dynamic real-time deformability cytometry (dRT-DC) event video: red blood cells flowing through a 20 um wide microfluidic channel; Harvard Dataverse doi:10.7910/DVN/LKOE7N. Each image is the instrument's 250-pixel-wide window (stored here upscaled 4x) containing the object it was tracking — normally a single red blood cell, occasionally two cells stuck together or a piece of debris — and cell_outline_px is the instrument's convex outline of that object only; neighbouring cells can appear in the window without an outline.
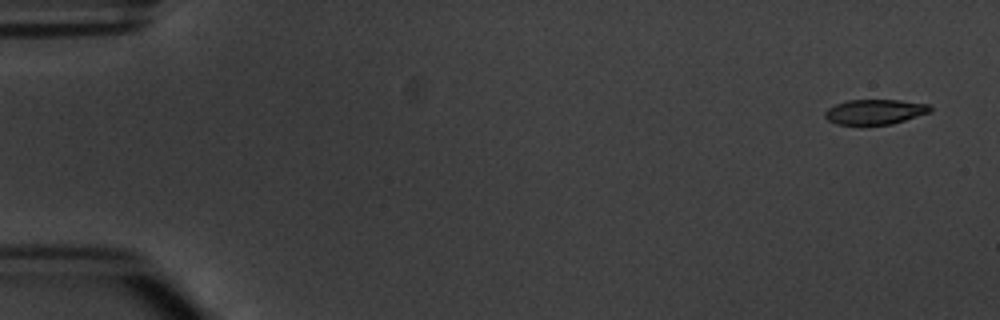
{"species": "common noctule bat (a hibernating species)", "species_latin": "Nyctalus noctula", "temperature_condition": "warm", "stored_images_in_passage": 5, "camera_frame_rate_fps": 3000, "um_per_image_px": 0.085, "animal": {"sex": "male", "body_mass_g": 20.1, "forearm_length_mm": 53.5}, "frame": {"image": 1, "passage_image": 1, "time_ms": 0.0, "image_size_px": [1000, 320], "cell_outline_px": [[932, 112], [892, 124], [836, 124], [828, 120], [824, 116], [824, 112], [828, 108], [836, 104], [848, 100], [900, 100], [928, 104], [932, 108]], "centroid_in_image_um": [74.39, 9.5], "position_along_channel_um": 10.6, "area_um2": 15.32}}
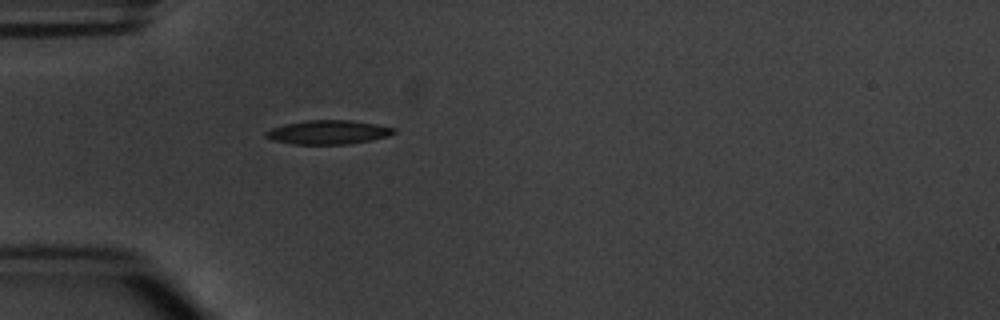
{"frame": {"image": 2, "passage_image": 5, "time_ms": 4.667, "image_size_px": [1000, 320], "cell_outline_px": [[396, 132], [388, 136], [372, 140], [348, 144], [292, 144], [272, 140], [264, 136], [264, 132], [272, 128], [284, 124], [308, 120], [352, 120], [376, 124], [396, 128]], "centroid_in_image_um": [27.9, 11.24], "position_along_channel_um": 57.1, "area_um2": 17.98}}